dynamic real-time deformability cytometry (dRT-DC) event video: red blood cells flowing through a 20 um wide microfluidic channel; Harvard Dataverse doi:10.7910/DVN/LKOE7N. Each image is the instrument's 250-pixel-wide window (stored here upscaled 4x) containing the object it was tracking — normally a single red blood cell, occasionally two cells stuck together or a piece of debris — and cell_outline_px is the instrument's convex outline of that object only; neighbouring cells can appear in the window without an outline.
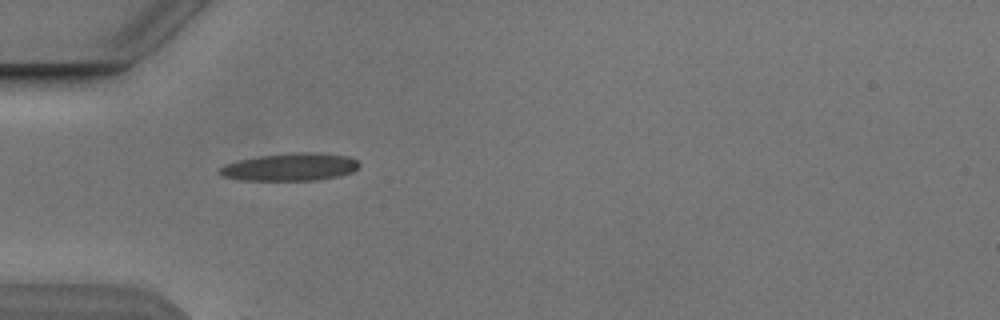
{"species": "Egyptian fruit bat (a non-hibernating species)", "species_latin": "Rousettus aegyptiacus", "temperature_condition": "cold", "stored_images_in_passage": 2, "camera_frame_rate_fps": 3000, "um_per_image_px": 0.085, "animal": {"sex": "male"}, "frame": {"image": 1, "passage_image": 1, "time_ms": 0.0, "image_size_px": [1000, 320], "cell_outline_px": [[360, 164], [352, 172], [340, 176], [316, 180], [240, 180], [224, 176], [216, 172], [224, 164], [240, 160], [260, 156], [288, 152], [312, 152], [348, 156], [356, 160]], "centroid_in_image_um": [24.66, 14.19], "position_along_channel_um": 60.3, "area_um2": 22.48}}
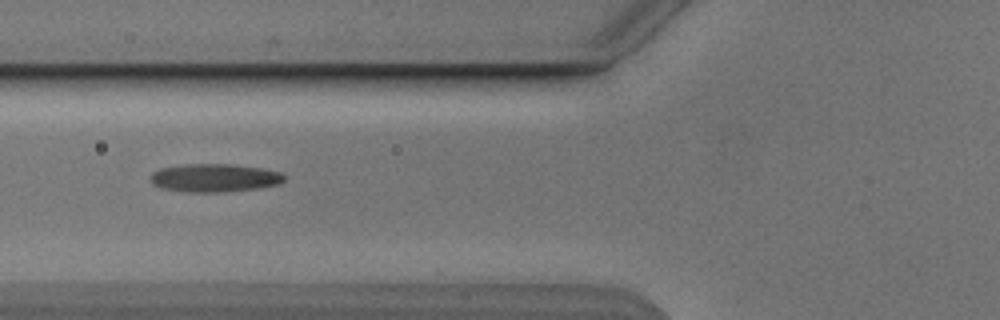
{"frame": {"image": 2, "passage_image": 2, "time_ms": 1.333, "image_size_px": [1000, 320], "cell_outline_px": [[284, 180], [280, 184], [260, 188], [224, 192], [184, 192], [160, 188], [152, 184], [148, 180], [148, 176], [152, 172], [160, 168], [184, 164], [232, 164], [260, 168], [280, 172], [284, 176]], "centroid_in_image_um": [18.17, 15.12], "position_along_channel_um": 107.6, "area_um2": 22.31}}